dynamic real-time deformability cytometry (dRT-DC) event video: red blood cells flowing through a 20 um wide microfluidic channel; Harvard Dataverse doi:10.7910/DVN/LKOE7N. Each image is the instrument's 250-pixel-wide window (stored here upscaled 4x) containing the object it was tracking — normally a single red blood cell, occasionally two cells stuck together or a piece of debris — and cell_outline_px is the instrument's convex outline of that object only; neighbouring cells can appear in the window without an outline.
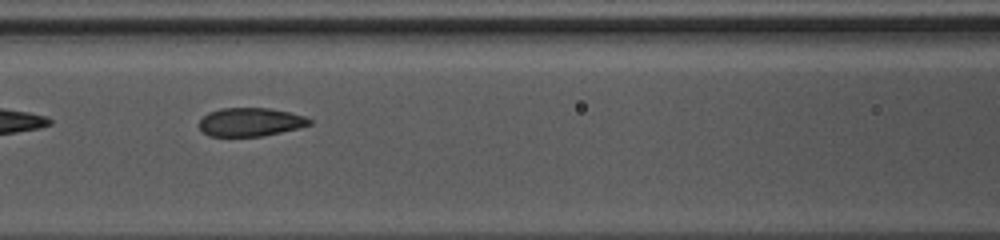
{"species": "common noctule bat (a hibernating species)", "species_latin": "Nyctalus noctula", "temperature_condition": "warm", "stored_images_in_passage": 46, "camera_frame_rate_fps": 3000, "um_per_image_px": 0.085, "animal": {"sex": "female", "body_mass_g": 10.0, "forearm_length_mm": 53.1}, "frame": {"image": 1, "passage_image": 20, "time_ms": 6.333, "image_size_px": [1000, 240], "cell_outline_px": [[312, 124], [280, 132], [260, 136], [208, 136], [200, 128], [200, 120], [208, 112], [220, 108], [268, 108], [288, 112], [304, 116], [312, 120]], "centroid_in_image_um": [21.26, 10.36], "position_along_channel_um": 145.3, "area_um2": 18.09}}
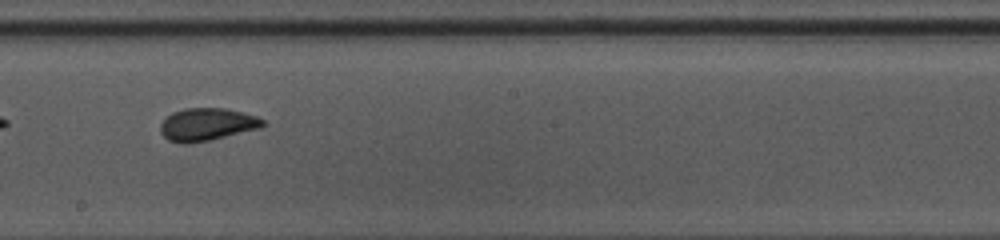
{"frame": {"image": 2, "passage_image": 26, "time_ms": 8.333, "image_size_px": [1000, 240], "cell_outline_px": [[268, 124], [260, 128], [212, 140], [184, 144], [180, 144], [168, 140], [160, 132], [160, 124], [172, 112], [184, 108], [224, 108], [256, 116], [264, 120]], "centroid_in_image_um": [17.59, 10.59], "position_along_channel_um": 230.6, "area_um2": 19.59}}
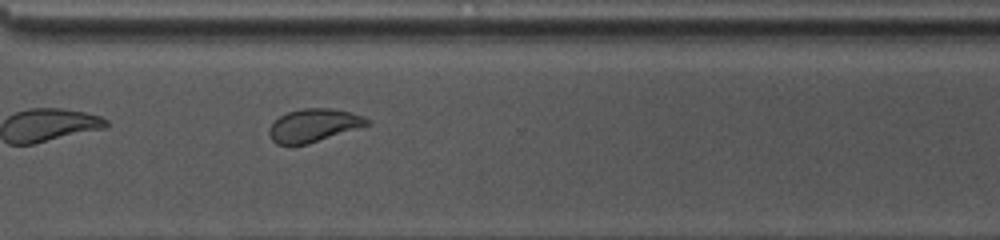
{"frame": {"image": 3, "passage_image": 34, "time_ms": 11.0, "image_size_px": [1000, 240], "cell_outline_px": [[372, 124], [308, 144], [276, 144], [268, 136], [268, 128], [280, 116], [288, 112], [300, 108], [328, 108], [352, 112], [364, 116]], "centroid_in_image_um": [26.67, 10.65], "position_along_channel_um": 343.9, "area_um2": 18.9}, "authors_computed_cell_mechanics": {"area_um2": 19.7965, "velocity_mm_per_s": 4.265, "shape_relaxation_time_tau1_ms": 4.0326, "shape_relaxation_time_tau2_ms": 0.7636, "deformation_change_tau1": 0.1188, "deformation_change_tau2": 0.0387}}